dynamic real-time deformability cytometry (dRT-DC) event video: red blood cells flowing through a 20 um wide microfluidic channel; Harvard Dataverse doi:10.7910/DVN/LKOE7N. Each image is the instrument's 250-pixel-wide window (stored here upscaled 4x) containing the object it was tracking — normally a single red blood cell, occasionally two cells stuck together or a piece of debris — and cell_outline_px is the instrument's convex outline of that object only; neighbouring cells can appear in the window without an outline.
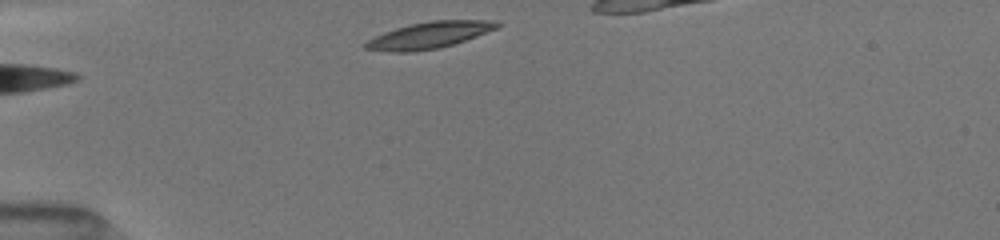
{"species": "common noctule bat (a hibernating species)", "species_latin": "Nyctalus noctula", "temperature_condition": "room temperature", "stored_images_in_passage": 13, "camera_frame_rate_fps": 3000, "um_per_image_px": 0.085, "animal": {"sex": "female", "body_mass_g": 19.5, "forearm_length_mm": 54.1}, "frame": {"image": 1, "passage_image": 1, "time_ms": 0.0, "image_size_px": [1000, 240], "cell_outline_px": [[500, 24], [496, 28], [476, 36], [440, 48], [412, 52], [392, 52], [364, 48], [364, 44], [368, 40], [384, 32], [396, 28], [412, 24], [432, 20], [484, 20]], "centroid_in_image_um": [36.43, 3.0], "position_along_channel_um": 48.6, "area_um2": 19.83}}
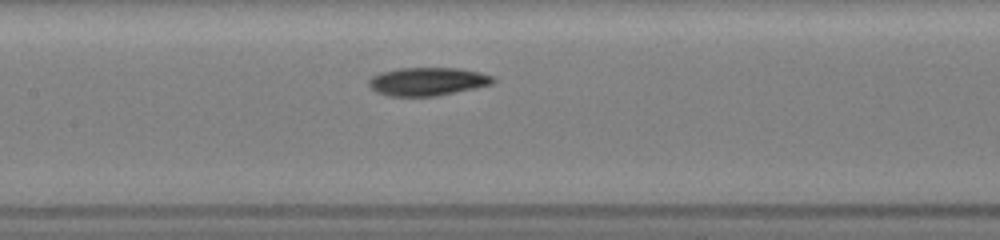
{"frame": {"image": 2, "passage_image": 9, "time_ms": 3.667, "image_size_px": [1000, 240], "cell_outline_px": [[496, 80], [492, 84], [476, 88], [436, 96], [388, 96], [376, 92], [368, 84], [368, 80], [372, 76], [380, 72], [400, 68], [460, 68], [480, 72], [492, 76]], "centroid_in_image_um": [36.34, 6.92], "position_along_channel_um": 171.1, "area_um2": 20.52}}
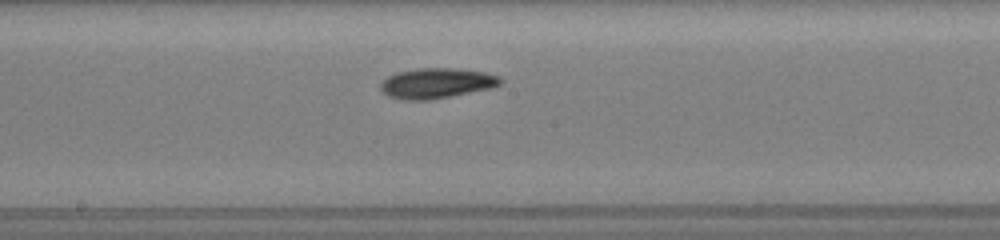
{"frame": {"image": 3, "passage_image": 12, "time_ms": 4.667, "image_size_px": [1000, 240], "cell_outline_px": [[504, 80], [500, 84], [492, 88], [432, 100], [404, 100], [388, 96], [380, 88], [380, 84], [388, 76], [396, 72], [416, 68], [456, 68], [484, 72], [496, 76]], "centroid_in_image_um": [37.1, 7.07], "position_along_channel_um": 211.1, "area_um2": 21.21}}